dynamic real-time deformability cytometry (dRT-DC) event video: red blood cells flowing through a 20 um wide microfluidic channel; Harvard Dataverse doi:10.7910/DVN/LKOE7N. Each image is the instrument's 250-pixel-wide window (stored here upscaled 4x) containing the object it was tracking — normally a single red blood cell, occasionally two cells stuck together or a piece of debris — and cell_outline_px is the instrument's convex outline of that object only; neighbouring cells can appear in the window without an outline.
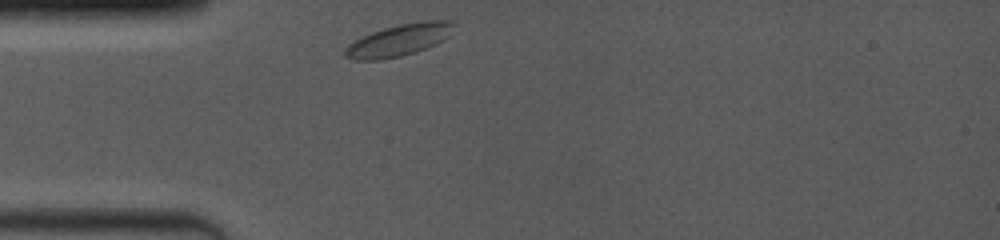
{"species": "common noctule bat (a hibernating species)", "species_latin": "Nyctalus noctula", "temperature_condition": "room temperature", "stored_images_in_passage": 3, "camera_frame_rate_fps": 4000, "um_per_image_px": 0.085, "animal": {"sex": "female", "body_mass_g": 19.0, "forearm_length_mm": 53.3}, "frame": {"image": 1, "passage_image": 1, "time_ms": 0.0, "image_size_px": [1000, 240], "cell_outline_px": [[456, 24], [452, 36], [436, 44], [416, 52], [400, 56], [380, 60], [356, 60], [344, 56], [344, 48], [348, 44], [372, 32], [384, 28], [400, 24], [420, 20], [456, 20]], "centroid_in_image_um": [34.0, 3.39], "position_along_channel_um": 51.0, "area_um2": 20.58}}
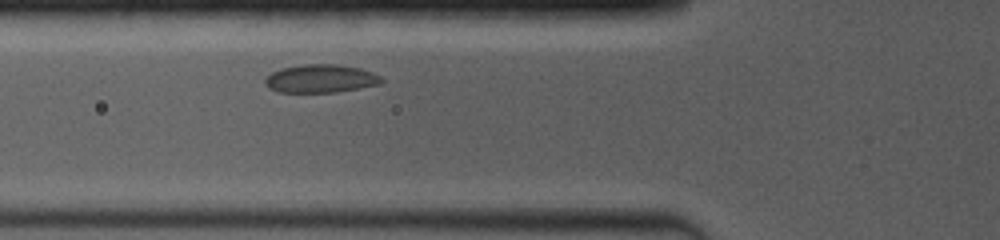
{"frame": {"image": 2, "passage_image": 3, "time_ms": 1.5, "image_size_px": [1000, 240], "cell_outline_px": [[384, 80], [380, 84], [336, 92], [276, 92], [268, 88], [264, 84], [264, 80], [272, 72], [280, 68], [304, 64], [336, 64], [360, 68], [372, 72], [380, 76]], "centroid_in_image_um": [27.23, 6.68], "position_along_channel_um": 98.6, "area_um2": 19.19}}